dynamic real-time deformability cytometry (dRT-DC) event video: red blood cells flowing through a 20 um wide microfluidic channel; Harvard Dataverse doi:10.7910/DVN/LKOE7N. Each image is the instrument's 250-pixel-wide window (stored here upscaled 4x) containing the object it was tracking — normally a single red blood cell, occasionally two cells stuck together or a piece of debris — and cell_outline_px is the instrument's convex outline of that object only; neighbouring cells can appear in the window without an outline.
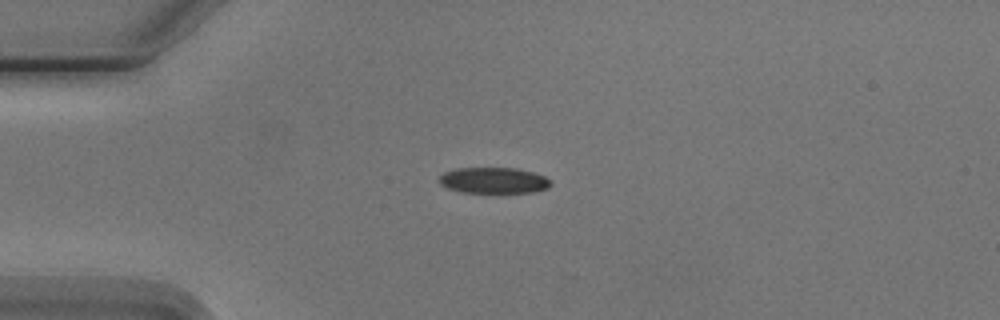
{"species": "Egyptian fruit bat (a non-hibernating species)", "species_latin": "Rousettus aegyptiacus", "temperature_condition": "cold", "stored_images_in_passage": 7, "camera_frame_rate_fps": 3000, "um_per_image_px": 0.085, "animal": {"sex": "male"}, "frame": {"image": 1, "passage_image": 3, "time_ms": 2.333, "image_size_px": [1000, 320], "cell_outline_px": [[552, 184], [548, 188], [536, 192], [504, 196], [460, 192], [448, 188], [440, 184], [436, 180], [444, 172], [456, 168], [516, 168], [532, 172], [544, 176]], "centroid_in_image_um": [41.96, 15.4], "position_along_channel_um": 43.0, "area_um2": 17.98}}
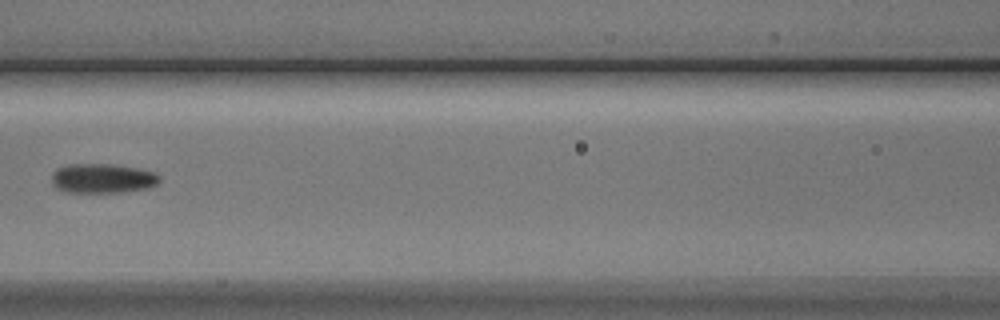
{"frame": {"image": 2, "passage_image": 6, "time_ms": 6.0, "image_size_px": [1000, 320], "cell_outline_px": [[160, 180], [156, 184], [148, 188], [120, 192], [64, 192], [56, 188], [52, 184], [52, 172], [56, 168], [72, 164], [112, 164], [136, 168], [156, 172], [160, 176]], "centroid_in_image_um": [8.7, 15.16], "position_along_channel_um": 157.9, "area_um2": 18.61}}
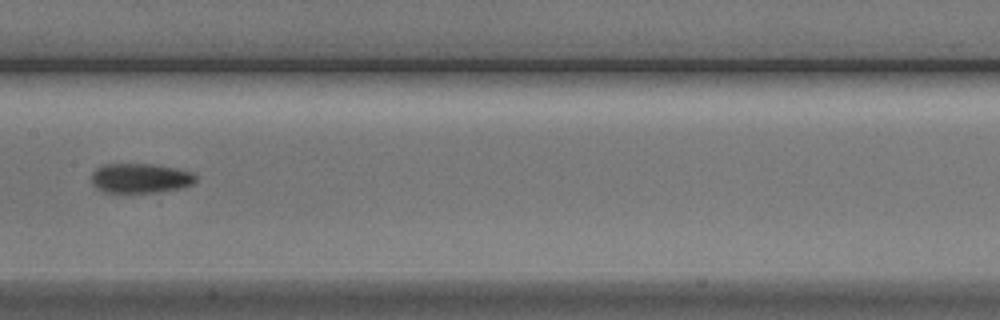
{"frame": {"image": 3, "passage_image": 7, "time_ms": 7.0, "image_size_px": [1000, 320], "cell_outline_px": [[196, 180], [192, 184], [180, 188], [152, 192], [104, 192], [96, 188], [92, 184], [92, 172], [96, 168], [104, 164], [152, 164], [192, 172], [196, 176]], "centroid_in_image_um": [11.89, 15.14], "position_along_channel_um": 195.5, "area_um2": 17.8}}